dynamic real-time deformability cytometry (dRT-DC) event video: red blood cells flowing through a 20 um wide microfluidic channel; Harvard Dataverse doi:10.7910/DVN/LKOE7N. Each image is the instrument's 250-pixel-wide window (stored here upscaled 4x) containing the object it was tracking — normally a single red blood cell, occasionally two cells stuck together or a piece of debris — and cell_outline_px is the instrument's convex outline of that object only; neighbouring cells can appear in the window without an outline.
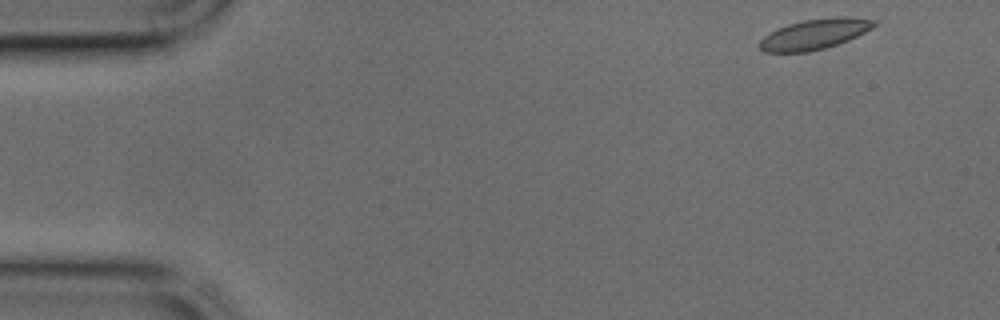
{"species": "common noctule bat (a hibernating species)", "species_latin": "Nyctalus noctula", "temperature_condition": "cold", "stored_images_in_passage": 42, "camera_frame_rate_fps": 3000, "um_per_image_px": 0.085, "animal": {"sex": "male", "body_mass_g": 17.9, "forearm_length_mm": 54.2}, "frame": {"image": 1, "passage_image": 1, "time_ms": 0.0, "image_size_px": [1000, 320], "cell_outline_px": [[876, 24], [872, 28], [848, 40], [824, 48], [808, 52], [764, 52], [760, 48], [760, 40], [764, 36], [788, 24], [804, 20], [836, 16], [852, 16], [876, 20]], "centroid_in_image_um": [69.28, 2.89], "position_along_channel_um": 15.7, "area_um2": 20.06}}
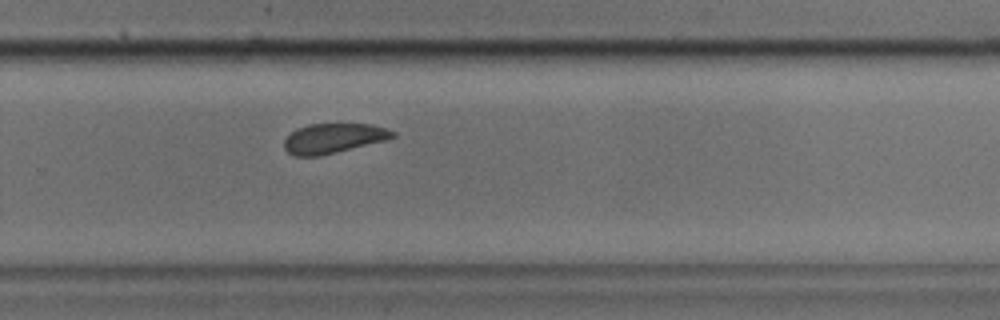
{"frame": {"image": 2, "passage_image": 27, "time_ms": 8.667, "image_size_px": [1000, 320], "cell_outline_px": [[396, 136], [384, 140], [320, 156], [292, 156], [284, 148], [284, 140], [296, 128], [308, 124], [372, 124], [396, 132]], "centroid_in_image_um": [28.3, 11.75], "position_along_channel_um": 301.5, "area_um2": 18.67}}
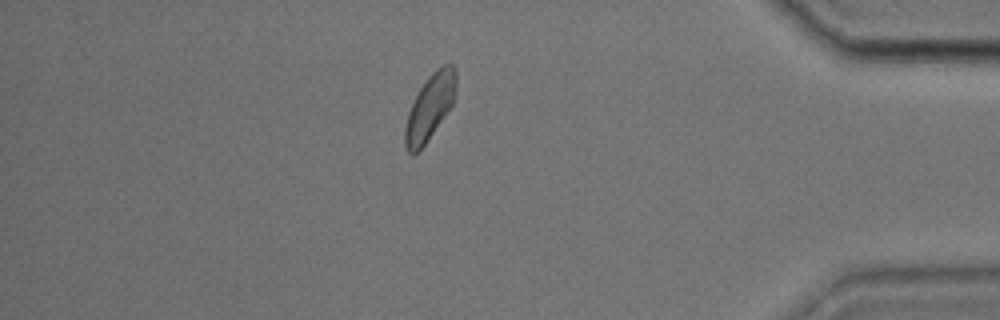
{"frame": {"image": 3, "passage_image": 36, "time_ms": 11.667, "image_size_px": [1000, 320], "cell_outline_px": [[456, 88], [452, 104], [424, 144], [412, 156], [408, 152], [404, 144], [404, 128], [408, 112], [420, 88], [428, 76], [436, 68], [444, 64], [452, 64], [456, 68]], "centroid_in_image_um": [36.52, 9.07], "position_along_channel_um": 398.7, "area_um2": 19.13}}